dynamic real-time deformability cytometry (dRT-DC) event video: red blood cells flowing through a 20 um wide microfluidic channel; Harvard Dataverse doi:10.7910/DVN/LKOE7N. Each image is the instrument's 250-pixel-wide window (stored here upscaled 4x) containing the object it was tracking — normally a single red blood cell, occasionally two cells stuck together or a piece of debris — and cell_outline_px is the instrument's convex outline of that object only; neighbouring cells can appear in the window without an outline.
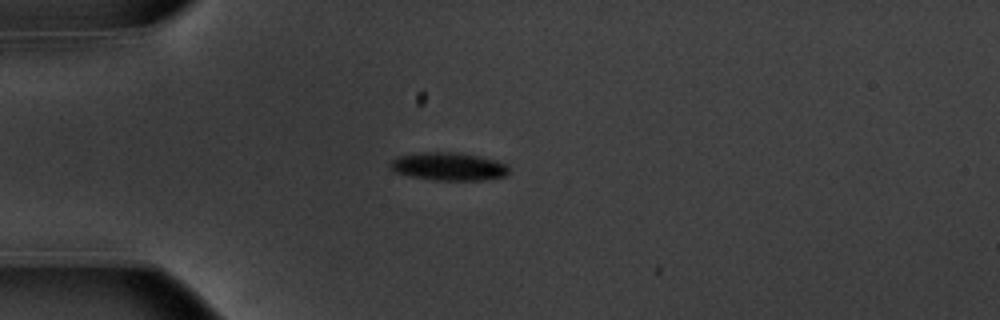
{"species": "common noctule bat (a hibernating species)", "species_latin": "Nyctalus noctula", "temperature_condition": "warm", "stored_images_in_passage": 3, "camera_frame_rate_fps": 3000, "um_per_image_px": 0.085, "animal": {"sex": "male", "body_mass_g": 20.1, "forearm_length_mm": 53.5}, "frame": {"image": 1, "passage_image": 2, "time_ms": 0.333, "image_size_px": [1000, 320], "cell_outline_px": [[508, 172], [504, 176], [480, 180], [432, 180], [412, 176], [396, 172], [388, 168], [388, 164], [392, 160], [400, 156], [424, 152], [460, 152], [480, 156], [504, 164], [508, 168]], "centroid_in_image_um": [38.08, 14.15], "position_along_channel_um": 46.9, "area_um2": 19.13}}